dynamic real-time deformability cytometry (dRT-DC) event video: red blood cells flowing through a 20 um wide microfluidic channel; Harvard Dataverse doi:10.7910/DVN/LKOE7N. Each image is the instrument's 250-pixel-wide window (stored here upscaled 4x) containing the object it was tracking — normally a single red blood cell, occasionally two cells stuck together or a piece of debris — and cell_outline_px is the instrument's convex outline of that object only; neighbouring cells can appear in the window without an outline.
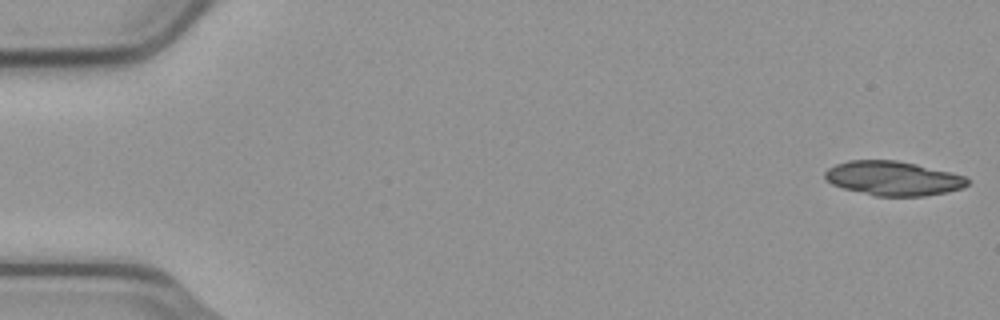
{"species": "common noctule bat (a hibernating species)", "species_latin": "Nyctalus noctula", "temperature_condition": "cold", "stored_images_in_passage": 56, "segment_of_instrument_passage": [1, 2], "camera_frame_rate_fps": 3000, "um_per_image_px": 0.085, "animal": {"sex": "male", "body_mass_g": 23.1, "forearm_length_mm": 52.7}, "frame": {"image": 1, "passage_image": 1, "time_ms": 0.0, "image_size_px": [1000, 320], "cell_outline_px": [[968, 184], [964, 188], [948, 192], [924, 196], [876, 196], [844, 188], [832, 184], [824, 180], [824, 172], [828, 168], [836, 164], [848, 160], [896, 160], [916, 164], [964, 176], [968, 180]], "centroid_in_image_um": [75.89, 15.16], "position_along_channel_um": 9.1, "area_um2": 28.44}}